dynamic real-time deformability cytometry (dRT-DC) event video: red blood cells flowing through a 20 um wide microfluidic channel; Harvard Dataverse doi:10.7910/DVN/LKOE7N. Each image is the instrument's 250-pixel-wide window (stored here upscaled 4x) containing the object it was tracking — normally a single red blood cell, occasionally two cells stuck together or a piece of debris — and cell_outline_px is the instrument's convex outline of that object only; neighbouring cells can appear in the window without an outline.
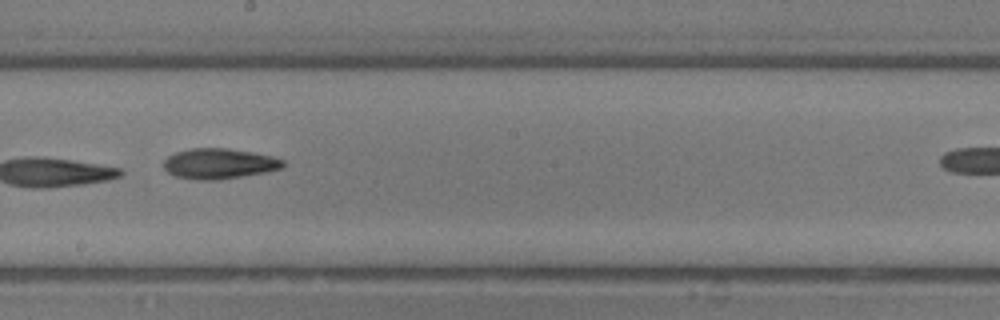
{"species": "common noctule bat (a hibernating species)", "species_latin": "Nyctalus noctula", "temperature_condition": "room temperature", "stored_images_in_passage": 17, "camera_frame_rate_fps": 3000, "um_per_image_px": 0.085, "animal": {"sex": "male", "body_mass_g": 13.3}, "frame": {"image": 1, "passage_image": 10, "time_ms": 3.0, "image_size_px": [1000, 320], "cell_outline_px": [[284, 164], [280, 168], [264, 172], [220, 180], [196, 180], [176, 176], [168, 172], [164, 168], [164, 160], [168, 156], [176, 152], [192, 148], [228, 148], [252, 152], [272, 156], [284, 160]], "centroid_in_image_um": [18.6, 13.91], "position_along_channel_um": 229.6, "area_um2": 21.04}}